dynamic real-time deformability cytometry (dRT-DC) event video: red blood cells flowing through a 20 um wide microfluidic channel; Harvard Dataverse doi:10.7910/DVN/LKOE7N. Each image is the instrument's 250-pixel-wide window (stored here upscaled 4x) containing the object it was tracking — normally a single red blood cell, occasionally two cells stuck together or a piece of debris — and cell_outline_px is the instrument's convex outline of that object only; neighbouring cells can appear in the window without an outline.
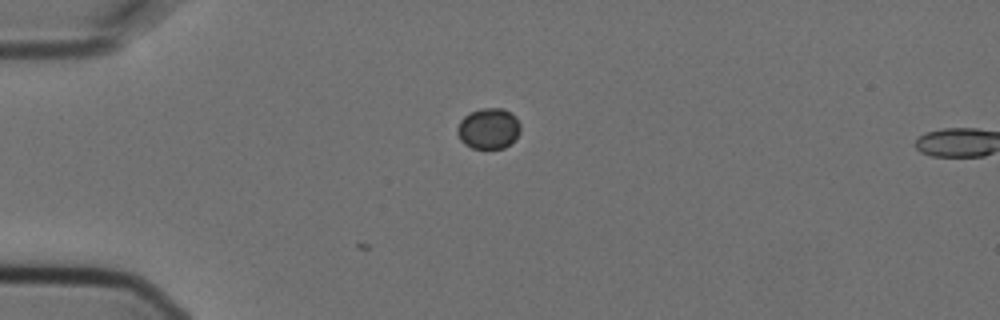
{"species": "Egyptian fruit bat (a non-hibernating species)", "species_latin": "Rousettus aegyptiacus", "temperature_condition": "cold", "stored_images_in_passage": 2, "camera_frame_rate_fps": 3000, "um_per_image_px": 0.085, "animal": {"sex": "female"}, "frame": {"image": 1, "passage_image": 1, "time_ms": 0.0, "image_size_px": [1000, 320], "cell_outline_px": [[520, 132], [504, 148], [472, 148], [464, 144], [460, 140], [456, 132], [456, 128], [460, 120], [464, 116], [480, 108], [504, 108], [516, 116], [520, 124]], "centroid_in_image_um": [41.5, 10.91], "position_along_channel_um": 43.5, "area_um2": 15.03}}